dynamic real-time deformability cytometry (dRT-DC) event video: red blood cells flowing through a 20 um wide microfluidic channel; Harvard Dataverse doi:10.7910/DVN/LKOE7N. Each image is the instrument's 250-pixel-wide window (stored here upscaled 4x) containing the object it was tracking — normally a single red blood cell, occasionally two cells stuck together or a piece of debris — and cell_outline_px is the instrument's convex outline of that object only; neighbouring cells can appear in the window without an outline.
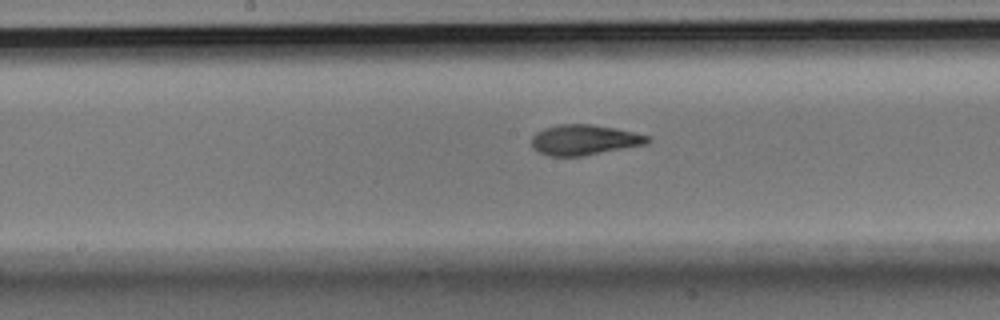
{"species": "Egyptian fruit bat (a non-hibernating species)", "species_latin": "Rousettus aegyptiacus", "temperature_condition": "room temperature", "stored_images_in_passage": 12, "camera_frame_rate_fps": 3000, "um_per_image_px": 0.085, "animal": {"sex": "male"}, "frame": {"image": 1, "passage_image": 7, "time_ms": 2.0, "image_size_px": [1000, 320], "cell_outline_px": [[652, 140], [648, 144], [584, 156], [548, 156], [532, 148], [532, 136], [536, 132], [544, 128], [560, 124], [592, 124], [632, 132], [648, 136]], "centroid_in_image_um": [49.66, 11.9], "position_along_channel_um": 198.5, "area_um2": 20.52}}